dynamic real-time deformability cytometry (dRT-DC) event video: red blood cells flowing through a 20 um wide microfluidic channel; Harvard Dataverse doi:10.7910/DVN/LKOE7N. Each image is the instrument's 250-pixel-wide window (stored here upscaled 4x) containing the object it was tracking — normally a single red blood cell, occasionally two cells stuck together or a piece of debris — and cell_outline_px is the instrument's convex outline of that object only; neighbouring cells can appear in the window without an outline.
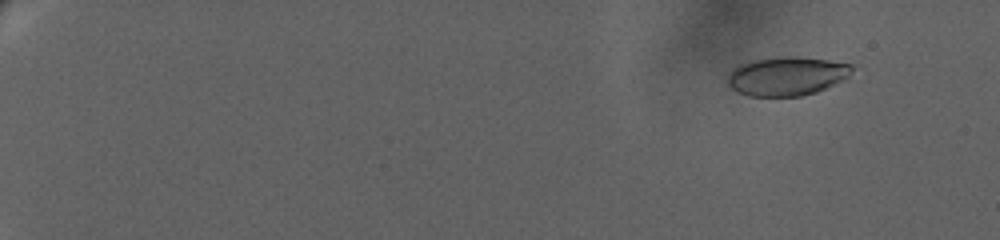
{"species": "human", "species_latin": "Homo sapiens", "temperature_condition": "warm", "stored_images_in_passage": 56, "camera_frame_rate_fps": 3000, "um_per_image_px": 0.085, "donor": {"sex": "female"}, "frame": {"image": 1, "passage_image": 7, "time_ms": 2.333, "image_size_px": [1000, 240], "cell_outline_px": [[852, 68], [848, 76], [844, 80], [816, 92], [800, 96], [748, 96], [736, 92], [728, 84], [728, 76], [740, 64], [748, 60], [776, 56], [796, 56], [828, 60], [852, 64]], "centroid_in_image_um": [66.87, 6.46], "position_along_channel_um": 18.1, "area_um2": 28.26}}
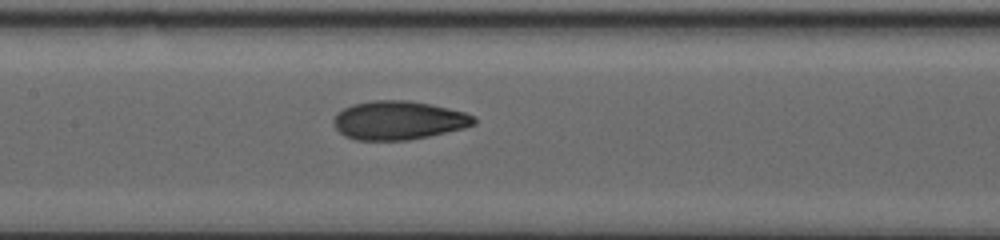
{"frame": {"image": 2, "passage_image": 33, "time_ms": 13.333, "image_size_px": [1000, 240], "cell_outline_px": [[476, 124], [464, 128], [428, 136], [408, 140], [356, 140], [344, 136], [332, 124], [332, 120], [336, 112], [352, 104], [372, 100], [408, 100], [432, 104], [464, 112], [476, 116]], "centroid_in_image_um": [33.85, 10.22], "position_along_channel_um": 173.5, "area_um2": 31.91}}
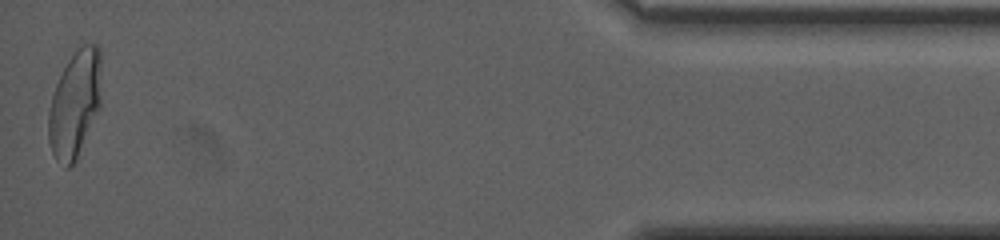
{"frame": {"image": 3, "passage_image": 56, "time_ms": 23.333, "image_size_px": [1000, 240], "cell_outline_px": [[100, 108], [76, 160], [68, 168], [64, 168], [56, 160], [52, 152], [48, 140], [48, 112], [52, 96], [56, 84], [68, 60], [84, 44], [96, 44], [100, 48]], "centroid_in_image_um": [6.35, 8.89], "position_along_channel_um": 428.8, "area_um2": 32.77}, "authors_computed_cell_mechanics": {"area_um2": 30.5184, "velocity_mm_per_s": 3.1767, "shape_relaxation_time_tau1_ms": 10.2762, "shape_relaxation_time_tau2_ms": 1.3151, "deformation_change_tau1": 0.2715, "deformation_change_tau2": 0.0636}}